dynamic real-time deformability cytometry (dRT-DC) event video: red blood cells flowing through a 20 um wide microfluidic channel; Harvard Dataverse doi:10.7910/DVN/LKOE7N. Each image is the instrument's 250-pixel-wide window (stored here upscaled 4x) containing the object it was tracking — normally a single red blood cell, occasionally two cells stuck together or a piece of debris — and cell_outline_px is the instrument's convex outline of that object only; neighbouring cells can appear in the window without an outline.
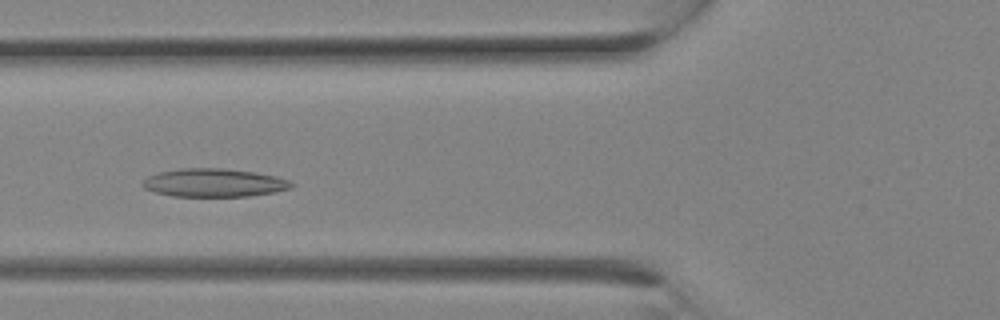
{"species": "Egyptian fruit bat (a non-hibernating species)", "species_latin": "Rousettus aegyptiacus", "temperature_condition": "room temperature", "stored_images_in_passage": 22, "camera_frame_rate_fps": 3000, "um_per_image_px": 0.085, "animal": {"sex": "female"}, "frame": {"image": 1, "passage_image": 6, "time_ms": 1.667, "image_size_px": [1000, 320], "cell_outline_px": [[296, 184], [292, 188], [272, 192], [248, 196], [172, 196], [156, 192], [144, 188], [140, 184], [148, 176], [160, 172], [180, 168], [224, 168], [256, 172], [276, 176], [288, 180]], "centroid_in_image_um": [18.2, 15.52], "position_along_channel_um": 107.6, "area_um2": 24.51}}
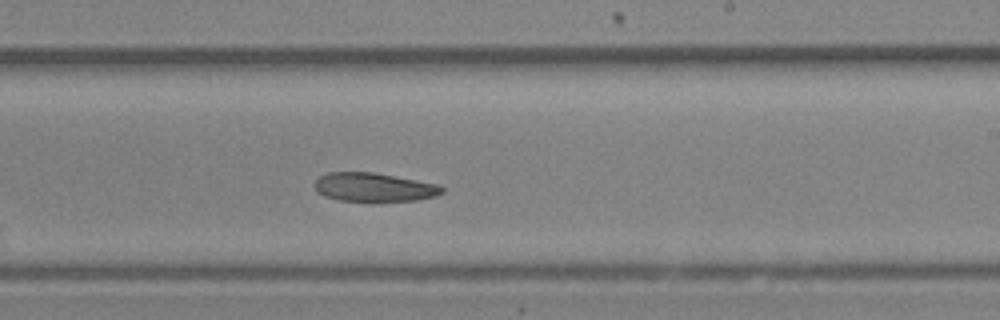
{"frame": {"image": 2, "passage_image": 12, "time_ms": 3.667, "image_size_px": [1000, 320], "cell_outline_px": [[444, 192], [436, 196], [416, 200], [340, 200], [324, 196], [316, 192], [312, 184], [320, 176], [328, 172], [372, 172], [440, 184], [444, 188]], "centroid_in_image_um": [31.77, 15.9], "position_along_channel_um": 257.2, "area_um2": 21.21}}
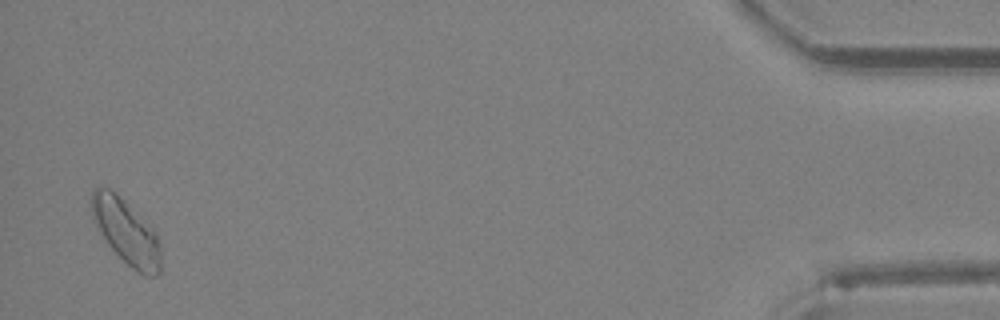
{"frame": {"image": 3, "passage_image": 22, "time_ms": 7.0, "image_size_px": [1000, 320], "cell_outline_px": [[160, 272], [156, 276], [144, 276], [136, 272], [108, 244], [96, 224], [92, 216], [88, 200], [92, 192], [96, 188], [108, 188], [116, 192], [156, 232], [160, 248]], "centroid_in_image_um": [10.71, 19.69], "position_along_channel_um": 424.5, "area_um2": 25.89}}